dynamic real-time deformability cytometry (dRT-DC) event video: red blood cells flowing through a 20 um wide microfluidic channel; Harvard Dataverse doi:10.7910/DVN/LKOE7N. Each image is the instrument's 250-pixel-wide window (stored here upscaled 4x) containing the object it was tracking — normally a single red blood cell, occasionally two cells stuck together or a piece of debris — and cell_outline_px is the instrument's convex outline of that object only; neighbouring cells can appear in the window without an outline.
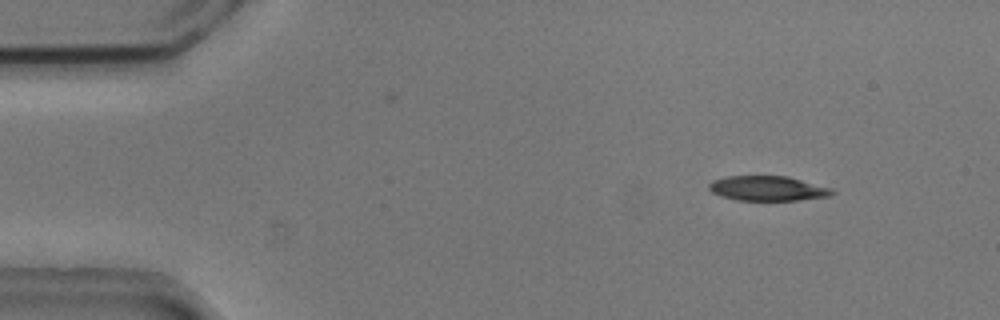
{"species": "common noctule bat (a hibernating species)", "species_latin": "Nyctalus noctula", "temperature_condition": "cold", "stored_images_in_passage": 53, "camera_frame_rate_fps": 3000, "um_per_image_px": 0.085, "animal": {"sex": "male", "body_mass_g": 20.5, "forearm_length_mm": 52.5}, "frame": {"image": 1, "passage_image": 6, "time_ms": 1.667, "image_size_px": [1000, 320], "cell_outline_px": [[836, 192], [832, 196], [796, 200], [736, 200], [720, 196], [712, 192], [708, 188], [708, 184], [712, 180], [728, 176], [788, 176], [832, 188]], "centroid_in_image_um": [65.26, 16.01], "position_along_channel_um": 19.7, "area_um2": 17.92}}
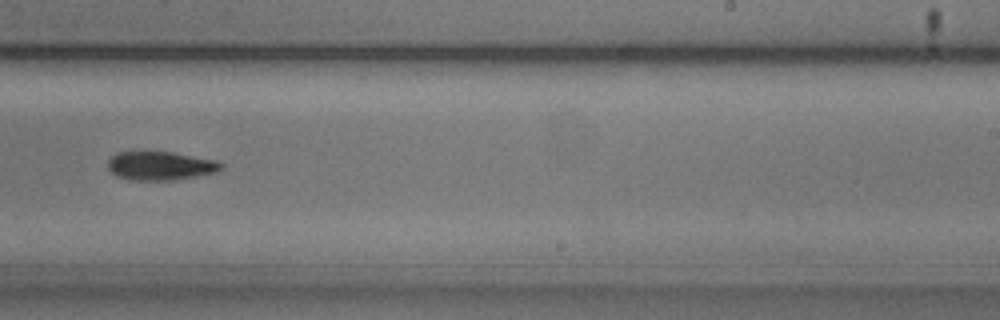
{"frame": {"image": 2, "passage_image": 33, "time_ms": 10.667, "image_size_px": [1000, 320], "cell_outline_px": [[224, 164], [216, 172], [168, 180], [132, 180], [116, 176], [108, 168], [108, 160], [116, 152], [172, 152], [216, 160]], "centroid_in_image_um": [13.59, 14.08], "position_along_channel_um": 275.4, "area_um2": 18.61}}
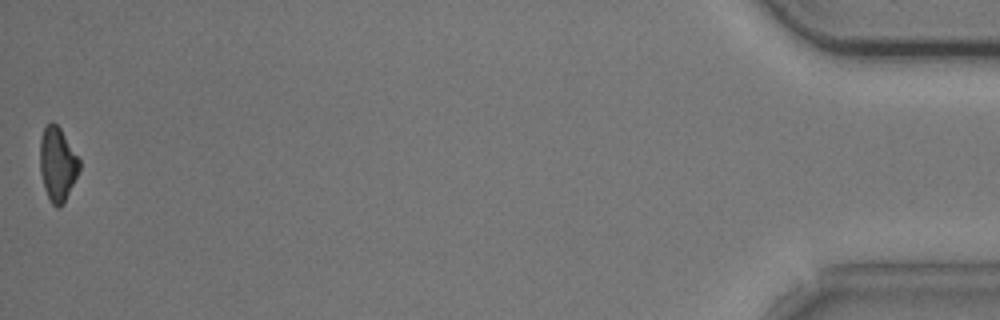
{"frame": {"image": 3, "passage_image": 53, "time_ms": 17.333, "image_size_px": [1000, 320], "cell_outline_px": [[80, 168], [60, 208], [56, 208], [52, 204], [44, 188], [40, 172], [40, 136], [44, 128], [52, 120], [60, 128], [80, 160]], "centroid_in_image_um": [4.86, 13.92], "position_along_channel_um": 430.3, "area_um2": 16.7}, "authors_computed_cell_mechanics": {"area_um2": 19.1318, "velocity_mm_per_s": 3.7715, "shape_relaxation_time_tau1_ms": 2.9803, "shape_relaxation_time_tau2_ms": null, "deformation_change_tau1": 0.1321, "deformation_change_tau2": null}}